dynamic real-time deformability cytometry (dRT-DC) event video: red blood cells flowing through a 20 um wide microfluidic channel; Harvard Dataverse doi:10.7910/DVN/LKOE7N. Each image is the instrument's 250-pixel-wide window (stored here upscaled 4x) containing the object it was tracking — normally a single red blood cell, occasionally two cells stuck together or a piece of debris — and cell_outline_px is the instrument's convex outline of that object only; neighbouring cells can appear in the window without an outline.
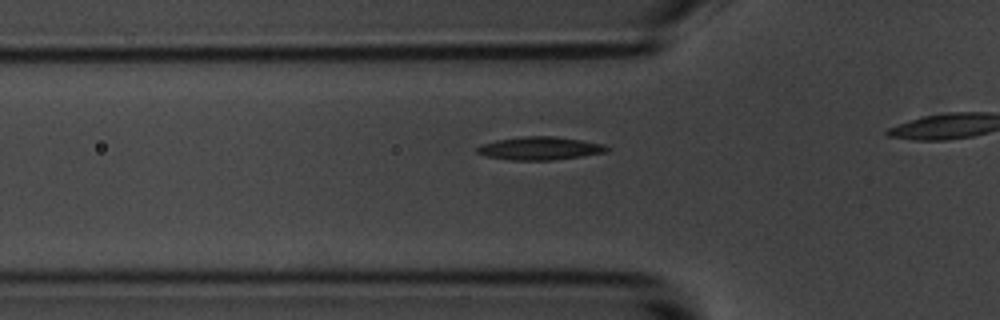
{"species": "common noctule bat (a hibernating species)", "species_latin": "Nyctalus noctula", "temperature_condition": "room temperature", "stored_images_in_passage": 8, "camera_frame_rate_fps": 3000, "um_per_image_px": 0.085, "animal": {"sex": "male", "body_mass_g": 20.1, "forearm_length_mm": 53.5}, "frame": {"image": 1, "passage_image": 2, "time_ms": 0.333, "image_size_px": [1000, 320], "cell_outline_px": [[608, 152], [552, 160], [512, 160], [488, 156], [476, 152], [476, 148], [480, 144], [496, 140], [524, 136], [556, 136], [604, 144], [608, 148]], "centroid_in_image_um": [45.87, 12.6], "position_along_channel_um": 79.9, "area_um2": 17.34}}
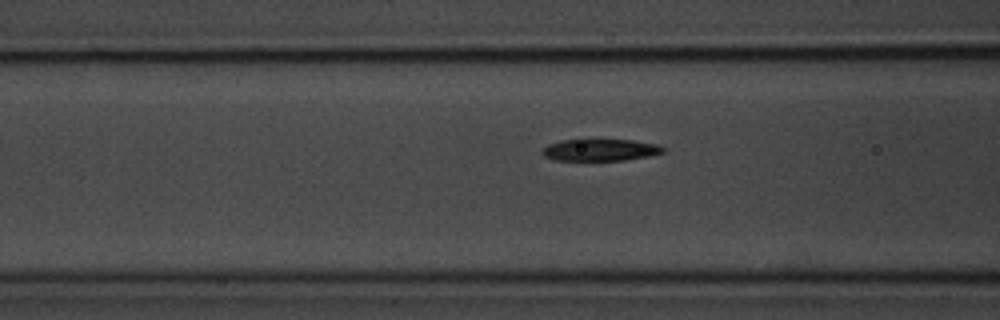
{"frame": {"image": 2, "passage_image": 5, "time_ms": 1.333, "image_size_px": [1000, 320], "cell_outline_px": [[668, 152], [648, 156], [624, 160], [552, 160], [544, 156], [540, 152], [548, 144], [560, 140], [632, 140], [656, 144], [664, 148]], "centroid_in_image_um": [51.02, 12.75], "position_along_channel_um": 115.6, "area_um2": 15.37}}